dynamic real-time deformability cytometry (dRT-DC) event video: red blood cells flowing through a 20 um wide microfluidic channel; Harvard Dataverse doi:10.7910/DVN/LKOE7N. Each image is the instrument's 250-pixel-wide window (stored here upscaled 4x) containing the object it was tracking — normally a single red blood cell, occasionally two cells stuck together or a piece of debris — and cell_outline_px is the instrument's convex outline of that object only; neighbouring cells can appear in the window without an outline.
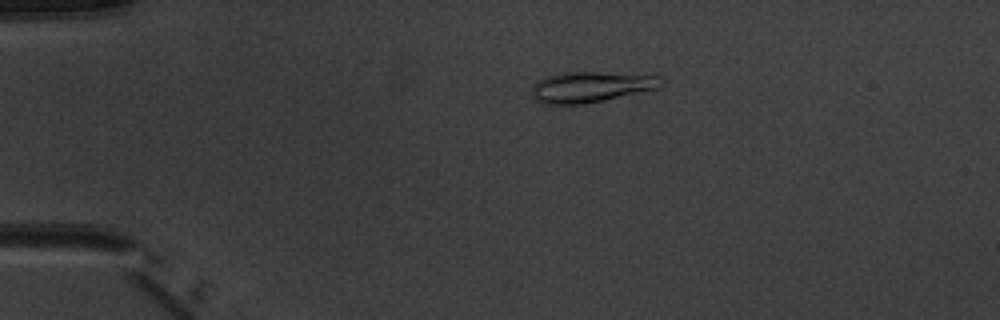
{"species": "common noctule bat (a hibernating species)", "species_latin": "Nyctalus noctula", "temperature_condition": "warm", "stored_images_in_passage": 5, "camera_frame_rate_fps": 3000, "um_per_image_px": 0.085, "animal": {"sex": "male", "body_mass_g": 20.1, "forearm_length_mm": 53.5}, "frame": {"image": 1, "passage_image": 3, "time_ms": 2.333, "image_size_px": [1000, 320], "cell_outline_px": [[664, 84], [660, 88], [584, 104], [548, 104], [536, 100], [532, 96], [532, 88], [544, 76], [560, 72], [600, 72], [660, 76], [664, 80]], "centroid_in_image_um": [50.25, 7.38], "position_along_channel_um": 34.7, "area_um2": 23.12}}